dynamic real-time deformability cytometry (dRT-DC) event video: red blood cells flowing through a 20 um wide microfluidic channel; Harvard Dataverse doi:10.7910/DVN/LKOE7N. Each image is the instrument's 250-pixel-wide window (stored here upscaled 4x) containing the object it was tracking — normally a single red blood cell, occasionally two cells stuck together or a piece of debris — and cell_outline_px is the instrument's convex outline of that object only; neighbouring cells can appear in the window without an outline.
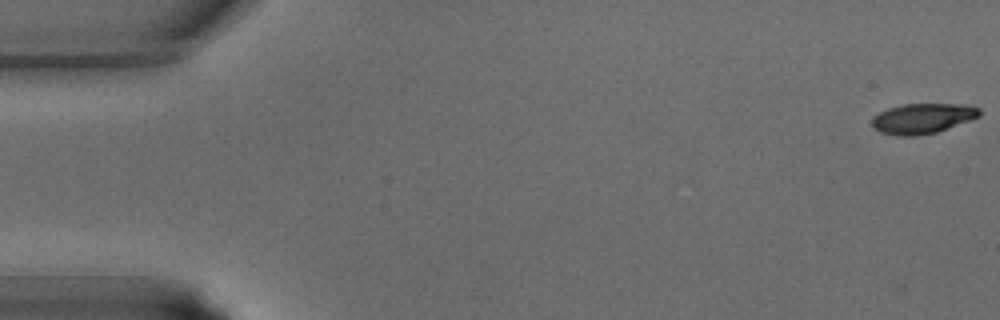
{"species": "common noctule bat (a hibernating species)", "species_latin": "Nyctalus noctula", "temperature_condition": "warm", "stored_images_in_passage": 38, "camera_frame_rate_fps": 3000, "um_per_image_px": 0.085, "animal": {"sex": "male", "body_mass_g": 15.6}, "frame": {"image": 1, "passage_image": 1, "time_ms": 0.0, "image_size_px": [1000, 320], "cell_outline_px": [[980, 116], [936, 132], [916, 136], [896, 136], [880, 132], [872, 128], [872, 116], [888, 108], [900, 104], [960, 104], [980, 108]], "centroid_in_image_um": [78.36, 10.07], "position_along_channel_um": 6.6, "area_um2": 18.9}}
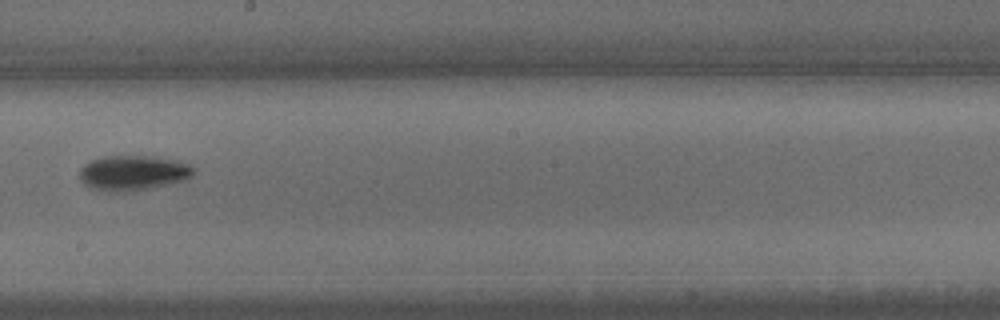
{"frame": {"image": 2, "passage_image": 22, "time_ms": 7.0, "image_size_px": [1000, 320], "cell_outline_px": [[196, 172], [192, 176], [184, 180], [152, 188], [116, 192], [108, 192], [88, 188], [80, 180], [80, 168], [84, 164], [92, 160], [104, 156], [152, 156], [176, 160], [188, 164], [196, 168]], "centroid_in_image_um": [11.3, 14.7], "position_along_channel_um": 236.9, "area_um2": 23.47}}
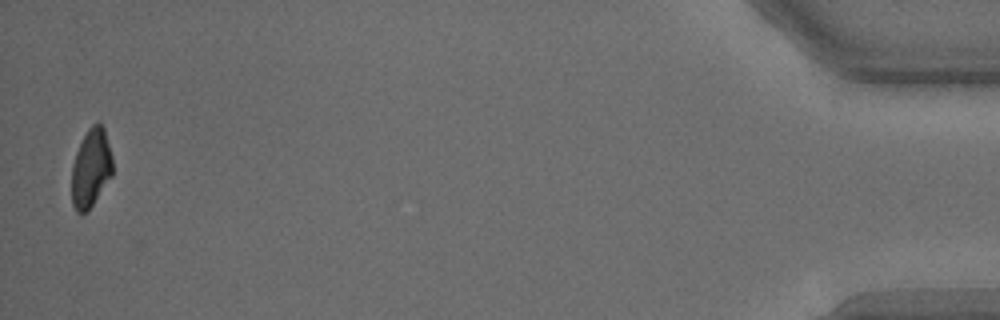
{"frame": {"image": 3, "passage_image": 38, "time_ms": 12.333, "image_size_px": [1000, 320], "cell_outline_px": [[112, 176], [88, 212], [76, 212], [72, 204], [72, 164], [76, 152], [88, 128], [92, 124], [100, 120], [104, 128], [112, 156]], "centroid_in_image_um": [7.74, 14.29], "position_along_channel_um": 427.5, "area_um2": 18.84}}